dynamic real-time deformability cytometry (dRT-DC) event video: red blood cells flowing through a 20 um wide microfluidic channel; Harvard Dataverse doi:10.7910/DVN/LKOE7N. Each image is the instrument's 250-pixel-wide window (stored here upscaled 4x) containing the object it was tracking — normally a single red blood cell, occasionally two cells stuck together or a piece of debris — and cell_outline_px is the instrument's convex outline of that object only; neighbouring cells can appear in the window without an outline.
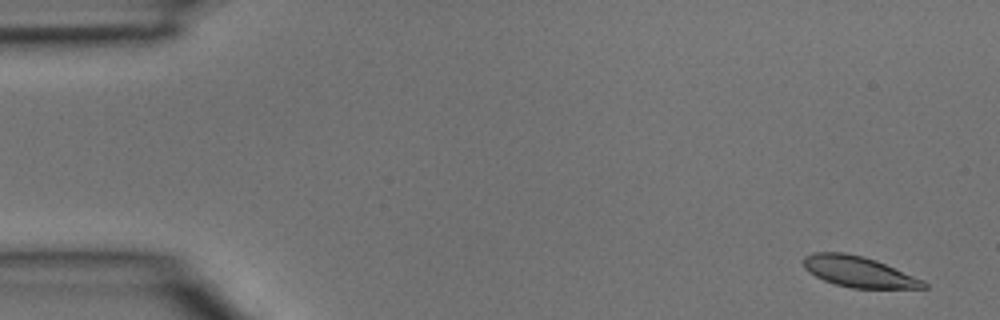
{"species": "common noctule bat (a hibernating species)", "species_latin": "Nyctalus noctula", "temperature_condition": "room temperature", "stored_images_in_passage": 4, "camera_frame_rate_fps": 3000, "um_per_image_px": 0.085, "animal": {"sex": "male", "body_mass_g": 15.6}, "frame": {"image": 1, "passage_image": 1, "time_ms": 0.0, "image_size_px": [1000, 320], "cell_outline_px": [[928, 288], [852, 288], [836, 284], [824, 280], [808, 272], [804, 268], [804, 256], [812, 252], [844, 252], [864, 256], [876, 260], [924, 280], [928, 284]], "centroid_in_image_um": [72.99, 23.09], "position_along_channel_um": 12.0, "area_um2": 21.56}}
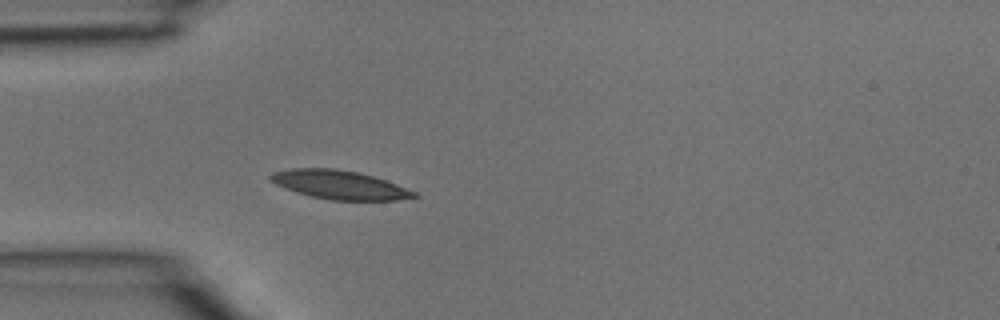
{"frame": {"image": 2, "passage_image": 4, "time_ms": 1.0, "image_size_px": [1000, 320], "cell_outline_px": [[420, 196], [396, 200], [332, 200], [312, 196], [296, 192], [284, 188], [268, 180], [268, 176], [272, 172], [292, 168], [336, 168], [356, 172], [372, 176], [396, 184], [416, 192]], "centroid_in_image_um": [28.81, 15.7], "position_along_channel_um": 56.2, "area_um2": 23.93}}